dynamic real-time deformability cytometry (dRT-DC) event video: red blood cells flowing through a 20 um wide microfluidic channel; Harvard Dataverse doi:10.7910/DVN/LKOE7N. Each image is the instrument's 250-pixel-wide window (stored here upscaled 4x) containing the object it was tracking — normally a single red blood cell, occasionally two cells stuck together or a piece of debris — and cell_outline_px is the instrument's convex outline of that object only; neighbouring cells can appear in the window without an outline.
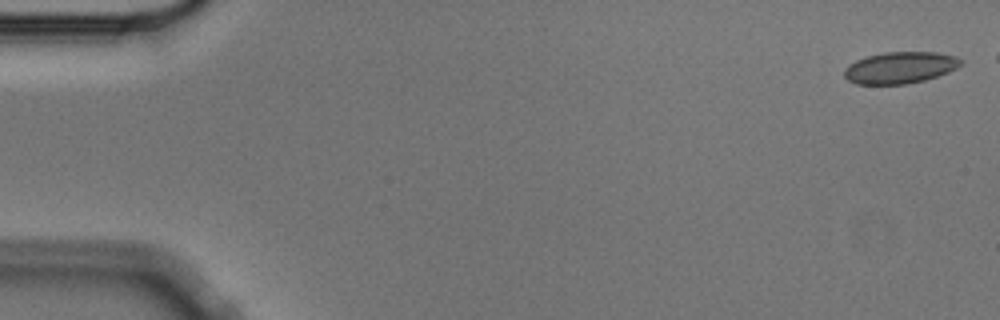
{"species": "Egyptian fruit bat (a non-hibernating species)", "species_latin": "Rousettus aegyptiacus", "temperature_condition": "cold", "stored_images_in_passage": 49, "camera_frame_rate_fps": 3000, "um_per_image_px": 0.085, "animal": {"sex": "male"}, "frame": {"image": 1, "passage_image": 1, "time_ms": 0.0, "image_size_px": [1000, 320], "cell_outline_px": [[964, 64], [948, 72], [924, 80], [904, 84], [856, 84], [848, 80], [844, 76], [844, 68], [848, 64], [856, 60], [868, 56], [884, 52], [936, 52], [956, 56], [964, 60]], "centroid_in_image_um": [76.52, 5.74], "position_along_channel_um": 8.5, "area_um2": 21.56}}
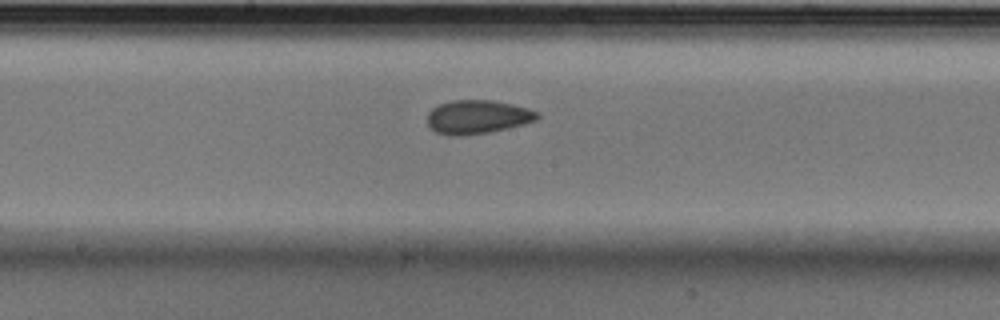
{"frame": {"image": 2, "passage_image": 29, "time_ms": 9.333, "image_size_px": [1000, 320], "cell_outline_px": [[540, 116], [536, 120], [524, 124], [488, 132], [452, 136], [448, 136], [436, 132], [428, 124], [428, 112], [432, 108], [440, 104], [452, 100], [492, 100], [512, 104], [528, 108], [540, 112]], "centroid_in_image_um": [40.6, 9.93], "position_along_channel_um": 207.6, "area_um2": 21.5}}
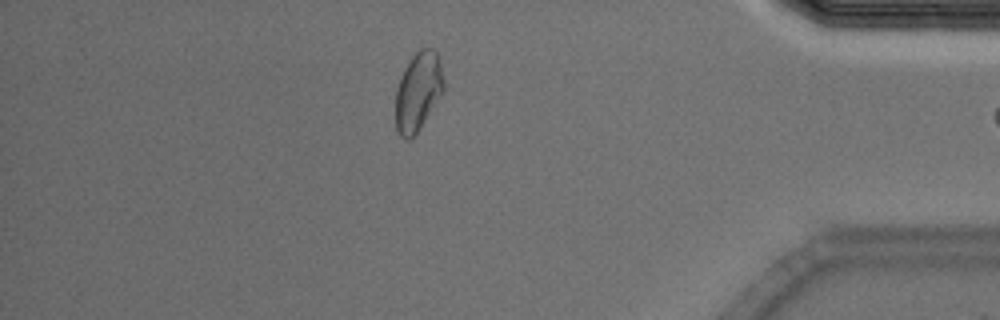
{"frame": {"image": 3, "passage_image": 48, "time_ms": 15.667, "image_size_px": [1000, 320], "cell_outline_px": [[444, 92], [420, 128], [408, 140], [404, 140], [400, 136], [396, 128], [396, 88], [400, 76], [404, 68], [412, 56], [420, 48], [436, 48], [444, 80]], "centroid_in_image_um": [35.54, 7.76], "position_along_channel_um": 399.7, "area_um2": 22.25}}